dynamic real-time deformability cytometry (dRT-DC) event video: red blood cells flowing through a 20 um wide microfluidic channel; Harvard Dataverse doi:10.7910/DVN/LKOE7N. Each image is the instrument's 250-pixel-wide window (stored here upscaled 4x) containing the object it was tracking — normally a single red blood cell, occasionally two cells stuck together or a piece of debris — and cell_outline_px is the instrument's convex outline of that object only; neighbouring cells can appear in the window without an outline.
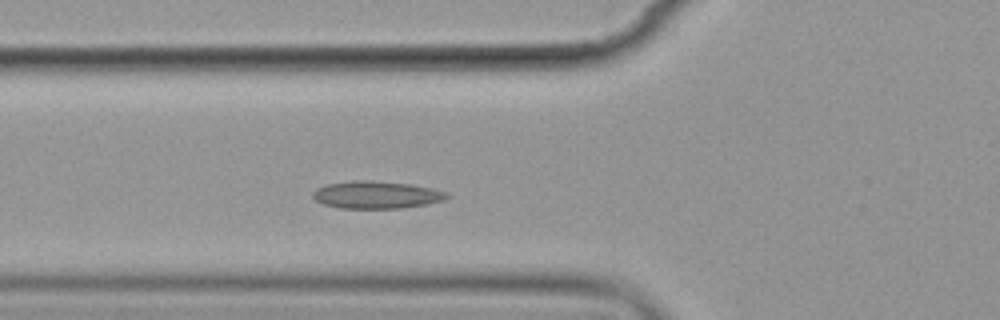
{"species": "common noctule bat (a hibernating species)", "species_latin": "Nyctalus noctula", "temperature_condition": "cold", "stored_images_in_passage": 4, "camera_frame_rate_fps": 3000, "um_per_image_px": 0.085, "animal": {"sex": "female", "body_mass_g": 19.9}, "frame": {"image": 1, "passage_image": 4, "time_ms": 3.333, "image_size_px": [1000, 320], "cell_outline_px": [[448, 196], [444, 200], [428, 204], [400, 208], [340, 208], [324, 204], [316, 200], [312, 196], [312, 192], [316, 188], [324, 184], [352, 180], [372, 180], [408, 184], [428, 188], [444, 192]], "centroid_in_image_um": [31.91, 16.55], "position_along_channel_um": 93.9, "area_um2": 21.27}}